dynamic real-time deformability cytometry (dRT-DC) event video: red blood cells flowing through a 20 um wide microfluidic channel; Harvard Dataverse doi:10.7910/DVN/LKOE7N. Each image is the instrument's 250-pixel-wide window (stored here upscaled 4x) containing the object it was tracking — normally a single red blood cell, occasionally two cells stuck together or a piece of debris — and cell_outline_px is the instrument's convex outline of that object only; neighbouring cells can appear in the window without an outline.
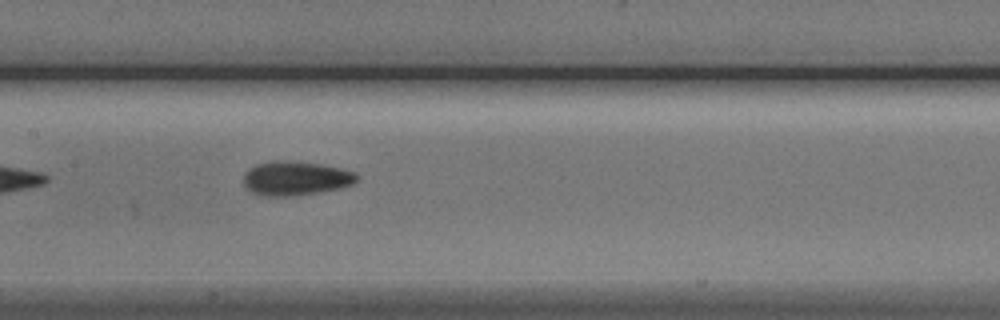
{"species": "Egyptian fruit bat (a non-hibernating species)", "species_latin": "Rousettus aegyptiacus", "temperature_condition": "cold", "stored_images_in_passage": 12, "camera_frame_rate_fps": 3000, "um_per_image_px": 0.085, "animal": {"sex": "male"}, "frame": {"image": 1, "passage_image": 6, "time_ms": 6.667, "image_size_px": [1000, 320], "cell_outline_px": [[356, 180], [352, 184], [336, 188], [316, 192], [288, 196], [264, 196], [252, 192], [244, 184], [244, 172], [248, 168], [256, 164], [276, 160], [296, 160], [320, 164], [340, 168], [356, 172]], "centroid_in_image_um": [25.08, 15.13], "position_along_channel_um": 182.3, "area_um2": 22.37}}
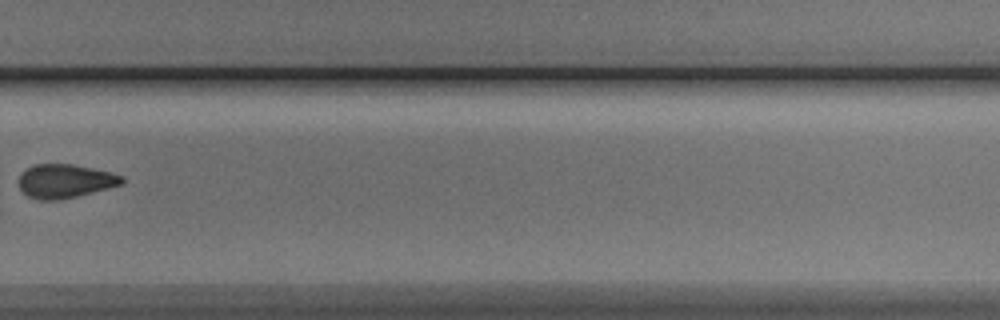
{"frame": {"image": 2, "passage_image": 9, "time_ms": 10.333, "image_size_px": [1000, 320], "cell_outline_px": [[124, 184], [60, 200], [36, 200], [28, 196], [20, 188], [16, 180], [32, 164], [72, 164], [92, 168], [124, 176]], "centroid_in_image_um": [5.51, 15.4], "position_along_channel_um": 324.3, "area_um2": 20.29}}
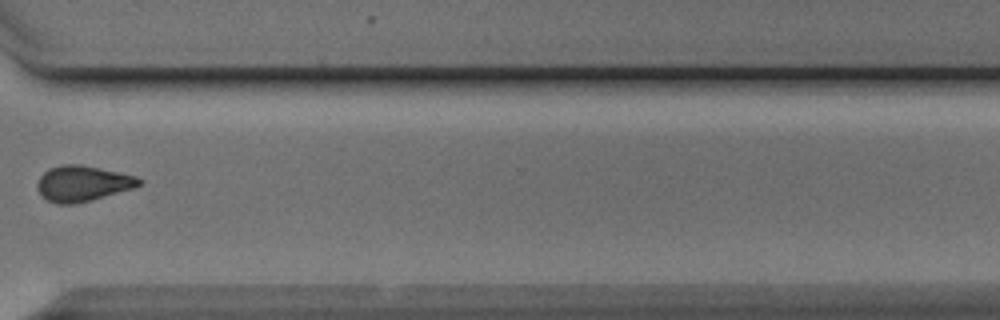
{"frame": {"image": 3, "passage_image": 10, "time_ms": 11.333, "image_size_px": [1000, 320], "cell_outline_px": [[144, 180], [140, 184], [132, 188], [92, 200], [76, 204], [56, 204], [48, 200], [40, 192], [36, 184], [40, 176], [48, 168], [60, 164], [80, 164], [120, 172], [136, 176]], "centroid_in_image_um": [7.02, 15.58], "position_along_channel_um": 363.6, "area_um2": 21.15}, "authors_computed_cell_mechanics": {"area_um2": 20.808, "velocity_mm_per_s": 3.8707, "shape_relaxation_time_tau1_ms": 8.8616, "shape_relaxation_time_tau2_ms": 2.5794, "deformation_change_tau1": 0.2401, "deformation_change_tau2": 0.0696}}